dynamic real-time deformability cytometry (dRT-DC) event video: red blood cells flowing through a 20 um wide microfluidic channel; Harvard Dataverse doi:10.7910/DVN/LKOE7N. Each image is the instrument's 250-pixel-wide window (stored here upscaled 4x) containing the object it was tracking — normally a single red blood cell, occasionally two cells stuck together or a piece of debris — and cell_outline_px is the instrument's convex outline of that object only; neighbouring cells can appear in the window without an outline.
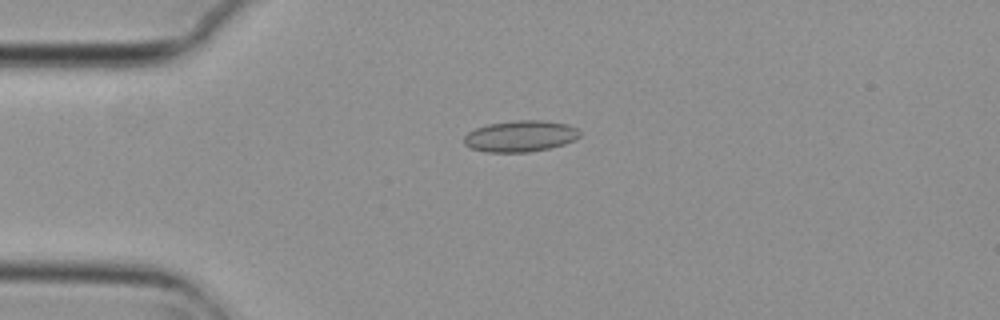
{"species": "common noctule bat (a hibernating species)", "species_latin": "Nyctalus noctula", "temperature_condition": "cold", "stored_images_in_passage": 2, "camera_frame_rate_fps": 3000, "um_per_image_px": 0.085, "animal": {"sex": "female", "body_mass_g": 29.2, "forearm_length_mm": 56.3}, "frame": {"image": 1, "passage_image": 1, "time_ms": 0.0, "image_size_px": [1000, 320], "cell_outline_px": [[580, 136], [564, 144], [548, 148], [528, 152], [484, 152], [472, 148], [464, 144], [464, 136], [468, 132], [476, 128], [488, 124], [516, 120], [544, 120], [568, 124], [576, 128], [580, 132]], "centroid_in_image_um": [44.22, 11.57], "position_along_channel_um": 40.8, "area_um2": 21.04}}